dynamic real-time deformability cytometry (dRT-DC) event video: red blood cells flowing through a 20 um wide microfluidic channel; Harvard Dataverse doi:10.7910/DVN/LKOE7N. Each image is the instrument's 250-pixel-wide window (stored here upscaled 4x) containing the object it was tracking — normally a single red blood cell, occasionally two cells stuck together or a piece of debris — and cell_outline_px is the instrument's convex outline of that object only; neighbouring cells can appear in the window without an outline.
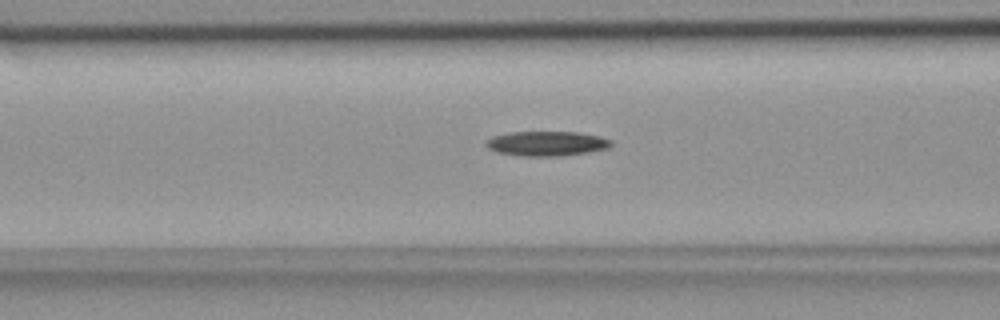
{"species": "common noctule bat (a hibernating species)", "species_latin": "Nyctalus noctula", "temperature_condition": "room temperature", "stored_images_in_passage": 43, "camera_frame_rate_fps": 3000, "um_per_image_px": 0.085, "animal": {"sex": "female", "body_mass_g": 18.4}, "frame": {"image": 1, "passage_image": 17, "time_ms": 5.333, "image_size_px": [1000, 320], "cell_outline_px": [[612, 144], [608, 148], [588, 152], [560, 156], [520, 156], [496, 152], [488, 148], [484, 144], [484, 140], [492, 136], [508, 132], [576, 132], [600, 136], [612, 140]], "centroid_in_image_um": [46.42, 12.2], "position_along_channel_um": 120.2, "area_um2": 18.21}}
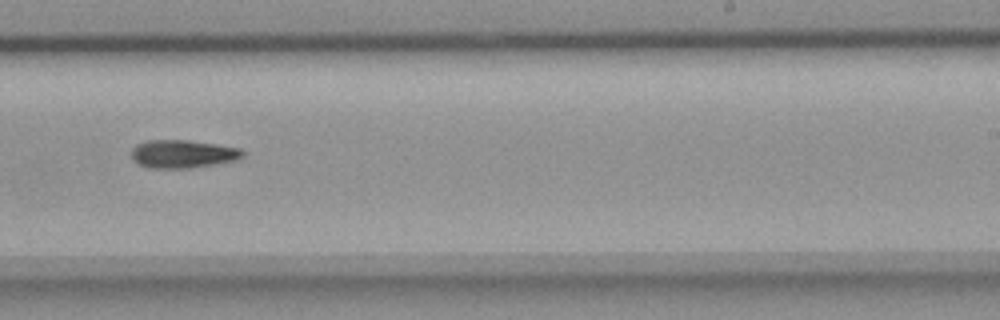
{"frame": {"image": 2, "passage_image": 29, "time_ms": 9.333, "image_size_px": [1000, 320], "cell_outline_px": [[244, 156], [236, 160], [216, 164], [192, 168], [148, 168], [140, 164], [132, 156], [132, 148], [136, 144], [148, 140], [188, 140], [216, 144], [240, 148], [244, 152]], "centroid_in_image_um": [15.56, 13.08], "position_along_channel_um": 273.4, "area_um2": 18.21}}
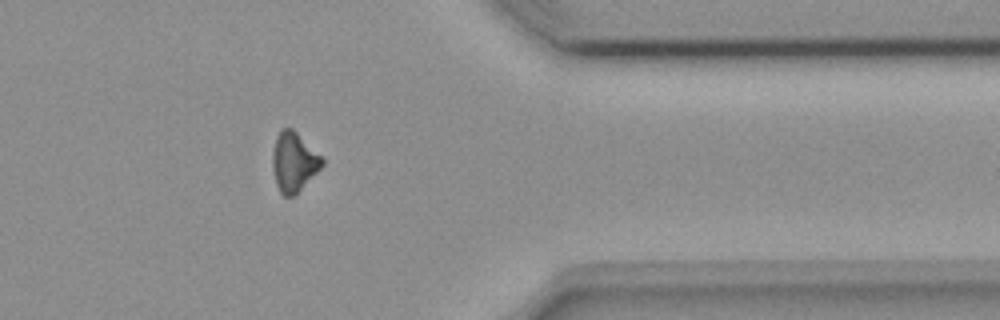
{"frame": {"image": 3, "passage_image": 39, "time_ms": 12.667, "image_size_px": [1000, 320], "cell_outline_px": [[324, 164], [292, 196], [284, 196], [280, 192], [276, 184], [272, 168], [272, 152], [276, 136], [284, 128], [292, 128], [324, 160]], "centroid_in_image_um": [24.93, 13.75], "position_along_channel_um": 386.5, "area_um2": 16.59}, "authors_computed_cell_mechanics": {"area_um2": 17.7446, "velocity_mm_per_s": 3.8475, "shape_relaxation_time_tau1_ms": 6.431, "shape_relaxation_time_tau2_ms": null, "deformation_change_tau1": 0.1502, "deformation_change_tau2": null}}